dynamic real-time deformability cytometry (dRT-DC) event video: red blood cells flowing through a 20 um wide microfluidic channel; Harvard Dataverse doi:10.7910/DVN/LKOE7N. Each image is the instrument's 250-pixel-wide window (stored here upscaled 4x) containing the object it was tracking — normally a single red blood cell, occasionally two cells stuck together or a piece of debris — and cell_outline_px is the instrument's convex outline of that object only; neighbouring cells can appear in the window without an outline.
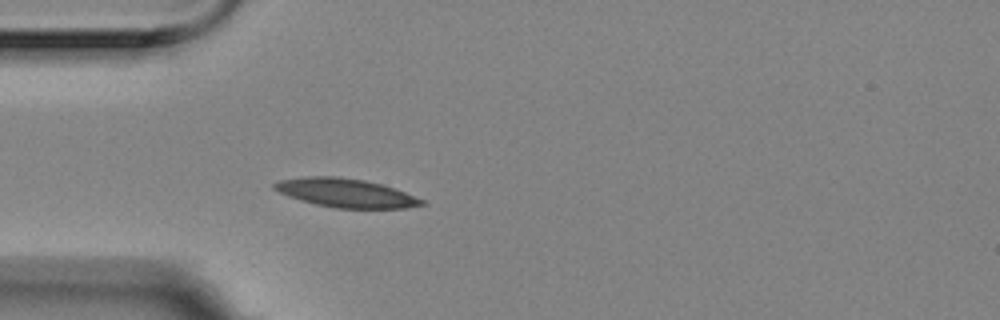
{"species": "Egyptian fruit bat (a non-hibernating species)", "species_latin": "Rousettus aegyptiacus", "temperature_condition": "room temperature", "stored_images_in_passage": 2, "camera_frame_rate_fps": 3000, "um_per_image_px": 0.085, "animal": {"sex": "female"}, "frame": {"image": 1, "passage_image": 2, "time_ms": 0.333, "image_size_px": [1000, 320], "cell_outline_px": [[428, 204], [404, 208], [336, 208], [316, 204], [300, 200], [288, 196], [272, 188], [272, 184], [280, 180], [304, 176], [340, 176], [364, 180], [380, 184], [404, 192], [424, 200]], "centroid_in_image_um": [29.36, 16.39], "position_along_channel_um": 55.6, "area_um2": 24.57}}